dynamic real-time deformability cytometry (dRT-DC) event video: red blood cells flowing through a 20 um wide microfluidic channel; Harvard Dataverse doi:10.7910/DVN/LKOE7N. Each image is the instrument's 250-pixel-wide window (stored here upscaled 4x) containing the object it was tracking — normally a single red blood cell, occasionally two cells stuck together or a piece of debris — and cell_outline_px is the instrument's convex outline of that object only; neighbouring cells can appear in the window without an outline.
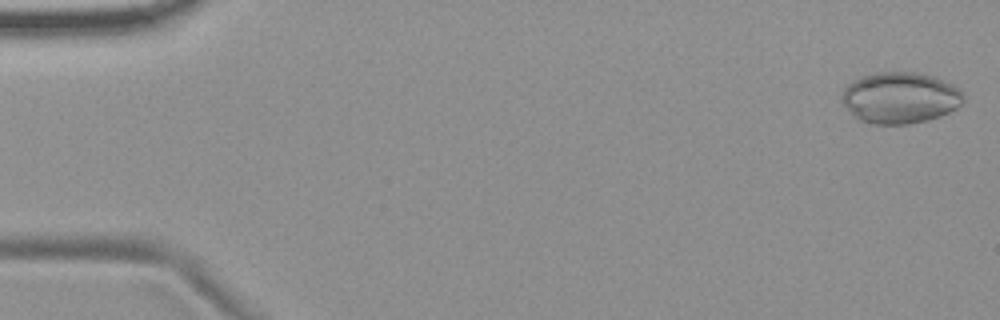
{"species": "common noctule bat (a hibernating species)", "species_latin": "Nyctalus noctula", "temperature_condition": "room temperature", "stored_images_in_passage": 49, "camera_frame_rate_fps": 3000, "um_per_image_px": 0.085, "animal": {"sex": "female", "body_mass_g": 19.9}, "frame": {"image": 1, "passage_image": 1, "time_ms": 0.0, "image_size_px": [1000, 320], "cell_outline_px": [[964, 100], [956, 108], [940, 116], [928, 120], [908, 124], [872, 124], [860, 120], [840, 100], [844, 88], [848, 84], [864, 76], [876, 72], [916, 72], [932, 76], [952, 84], [960, 88], [964, 96]], "centroid_in_image_um": [76.53, 8.31], "position_along_channel_um": 8.5, "area_um2": 36.13}}
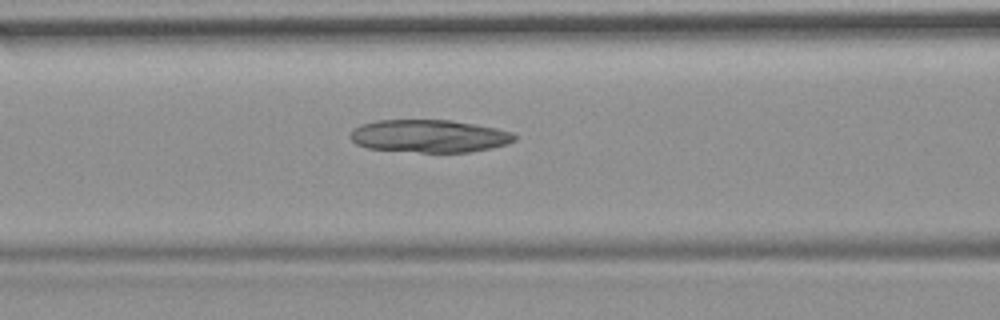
{"frame": {"image": 2, "passage_image": 22, "time_ms": 7.0, "image_size_px": [1000, 320], "cell_outline_px": [[516, 140], [508, 144], [492, 148], [468, 152], [420, 152], [368, 148], [356, 144], [348, 136], [352, 128], [360, 124], [376, 120], [448, 120], [496, 128], [512, 132], [516, 136]], "centroid_in_image_um": [36.46, 11.56], "position_along_channel_um": 130.1, "area_um2": 31.39}}
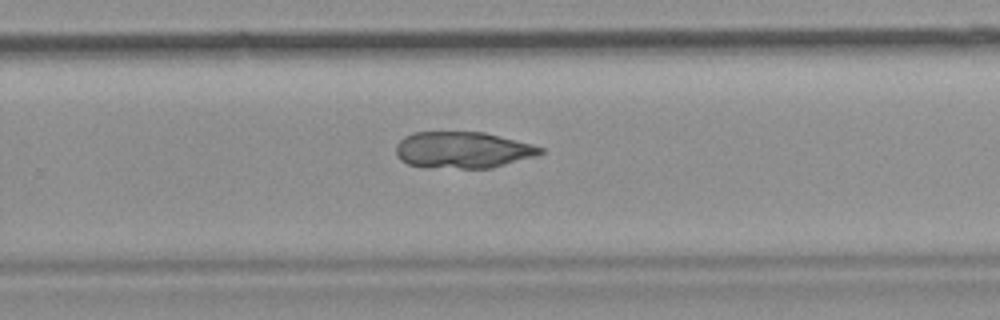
{"frame": {"image": 3, "passage_image": 35, "time_ms": 11.333, "image_size_px": [1000, 320], "cell_outline_px": [[544, 152], [536, 156], [492, 168], [424, 168], [408, 164], [400, 160], [396, 156], [396, 144], [404, 136], [412, 132], [484, 132], [532, 144], [544, 148]], "centroid_in_image_um": [39.3, 12.76], "position_along_channel_um": 290.5, "area_um2": 31.04}}